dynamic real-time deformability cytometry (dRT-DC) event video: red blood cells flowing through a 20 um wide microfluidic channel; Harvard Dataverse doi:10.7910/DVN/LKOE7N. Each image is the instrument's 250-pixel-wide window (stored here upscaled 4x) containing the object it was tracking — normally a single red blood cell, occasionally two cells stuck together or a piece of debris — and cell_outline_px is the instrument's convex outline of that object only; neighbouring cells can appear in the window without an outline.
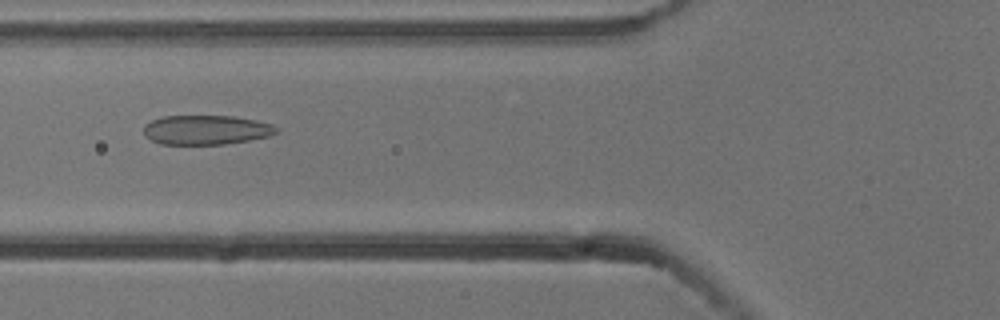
{"species": "common noctule bat (a hibernating species)", "species_latin": "Nyctalus noctula", "temperature_condition": "cold", "stored_images_in_passage": 5, "camera_frame_rate_fps": 3000, "um_per_image_px": 0.085, "animal": {"sex": "male", "body_mass_g": 13.3}, "frame": {"image": 1, "passage_image": 2, "time_ms": 0.333, "image_size_px": [1000, 320], "cell_outline_px": [[280, 128], [276, 132], [268, 136], [248, 140], [224, 144], [160, 144], [144, 136], [144, 124], [152, 120], [164, 116], [236, 116], [256, 120], [272, 124]], "centroid_in_image_um": [17.51, 11.03], "position_along_channel_um": 108.3, "area_um2": 22.77}}
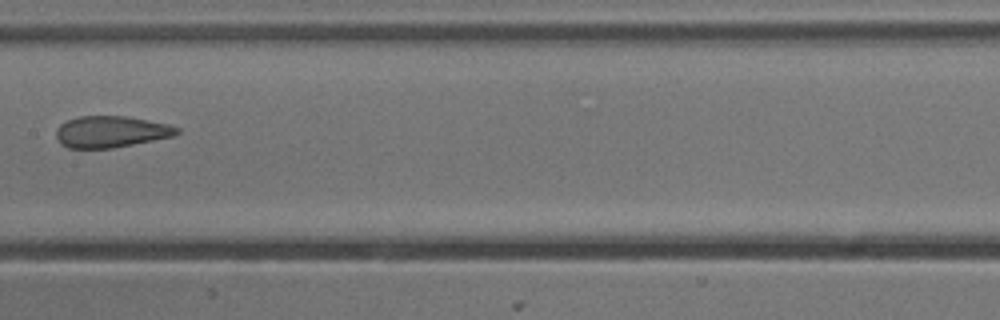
{"frame": {"image": 2, "passage_image": 4, "time_ms": 1.0, "image_size_px": [1000, 320], "cell_outline_px": [[180, 132], [172, 136], [112, 148], [68, 148], [60, 144], [56, 136], [56, 132], [60, 124], [68, 120], [80, 116], [128, 116], [168, 124], [180, 128]], "centroid_in_image_um": [9.42, 11.19], "position_along_channel_um": 198.0, "area_um2": 22.02}}
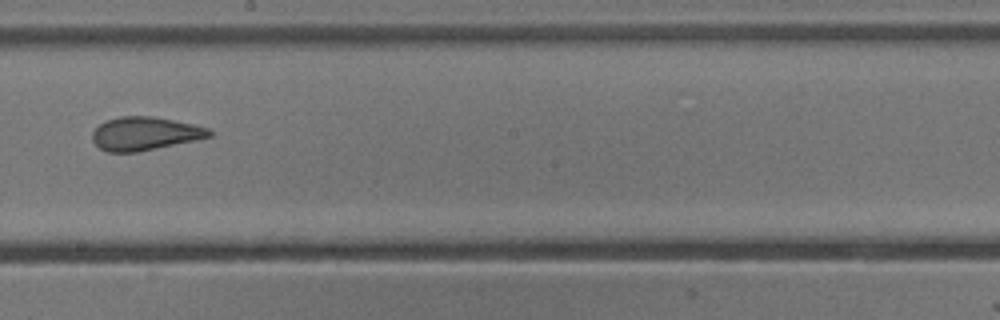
{"frame": {"image": 3, "passage_image": 5, "time_ms": 1.333, "image_size_px": [1000, 320], "cell_outline_px": [[212, 136], [196, 140], [136, 152], [108, 152], [100, 148], [92, 140], [92, 132], [104, 120], [120, 116], [152, 116], [192, 124], [208, 128], [212, 132]], "centroid_in_image_um": [12.29, 11.35], "position_along_channel_um": 235.9, "area_um2": 22.6}}